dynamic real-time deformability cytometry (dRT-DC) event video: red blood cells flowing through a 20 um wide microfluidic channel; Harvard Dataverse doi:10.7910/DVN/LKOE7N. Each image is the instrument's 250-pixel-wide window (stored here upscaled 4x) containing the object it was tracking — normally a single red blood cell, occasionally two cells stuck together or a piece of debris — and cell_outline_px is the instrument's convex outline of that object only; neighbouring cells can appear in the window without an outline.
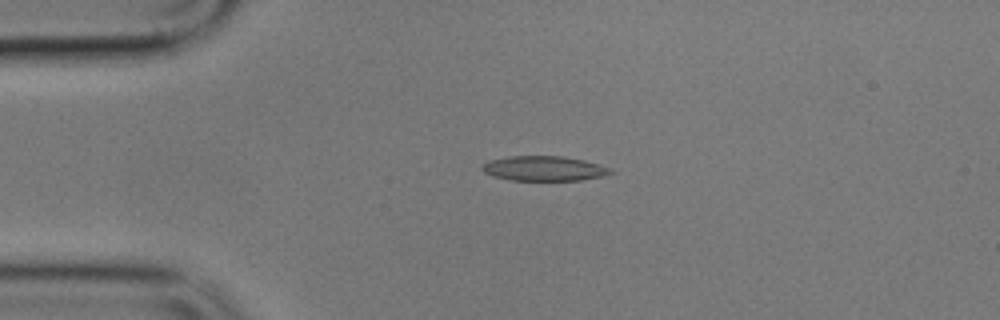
{"species": "common noctule bat (a hibernating species)", "species_latin": "Nyctalus noctula", "temperature_condition": "cold", "stored_images_in_passage": 5, "camera_frame_rate_fps": 3000, "um_per_image_px": 0.085, "animal": {"sex": "male", "body_mass_g": 17.9}, "frame": {"image": 1, "passage_image": 4, "time_ms": 3.333, "image_size_px": [1000, 320], "cell_outline_px": [[616, 172], [604, 176], [580, 180], [512, 180], [492, 176], [484, 172], [480, 168], [480, 164], [488, 160], [508, 156], [564, 156], [584, 160], [612, 168]], "centroid_in_image_um": [46.23, 14.31], "position_along_channel_um": 38.8, "area_um2": 18.84}}